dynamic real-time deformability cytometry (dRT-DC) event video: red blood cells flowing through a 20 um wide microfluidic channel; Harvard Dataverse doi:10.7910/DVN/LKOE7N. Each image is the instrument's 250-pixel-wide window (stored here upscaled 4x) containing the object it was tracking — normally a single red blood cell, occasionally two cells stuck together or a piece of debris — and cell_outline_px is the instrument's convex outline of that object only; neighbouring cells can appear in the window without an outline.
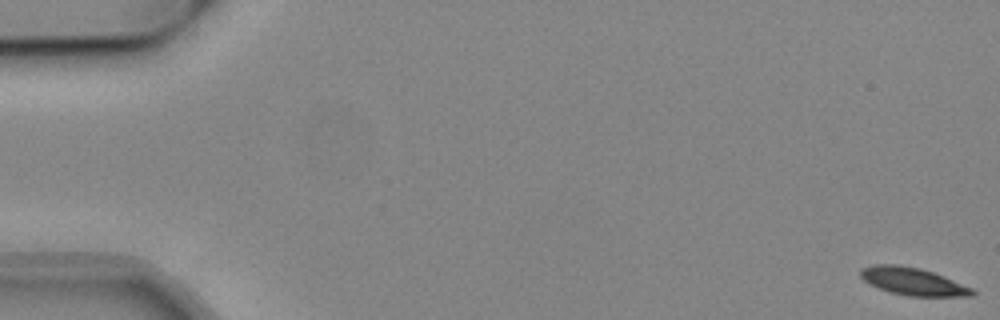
{"species": "common noctule bat (a hibernating species)", "species_latin": "Nyctalus noctula", "temperature_condition": "cold", "stored_images_in_passage": 54, "camera_frame_rate_fps": 3000, "um_per_image_px": 0.085, "animal": {"sex": "male", "body_mass_g": 19.2, "forearm_length_mm": 51.8}, "frame": {"image": 1, "passage_image": 1, "time_ms": 0.0, "image_size_px": [1000, 320], "cell_outline_px": [[976, 296], [908, 296], [892, 292], [880, 288], [864, 280], [860, 276], [860, 268], [876, 264], [896, 264], [920, 268], [944, 276], [972, 288], [976, 292]], "centroid_in_image_um": [77.62, 23.91], "position_along_channel_um": 7.4, "area_um2": 17.8}}
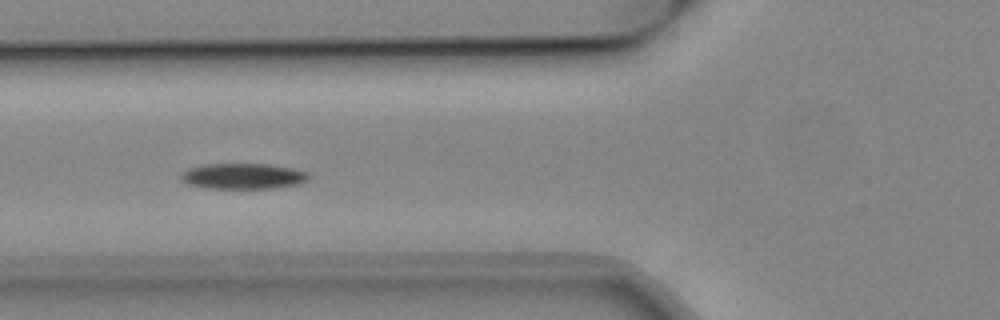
{"frame": {"image": 2, "passage_image": 21, "time_ms": 6.667, "image_size_px": [1000, 320], "cell_outline_px": [[312, 176], [308, 180], [300, 184], [272, 188], [208, 188], [188, 184], [180, 180], [180, 176], [188, 168], [204, 164], [268, 164], [292, 168], [308, 172]], "centroid_in_image_um": [20.69, 14.97], "position_along_channel_um": 105.1, "area_um2": 19.19}}
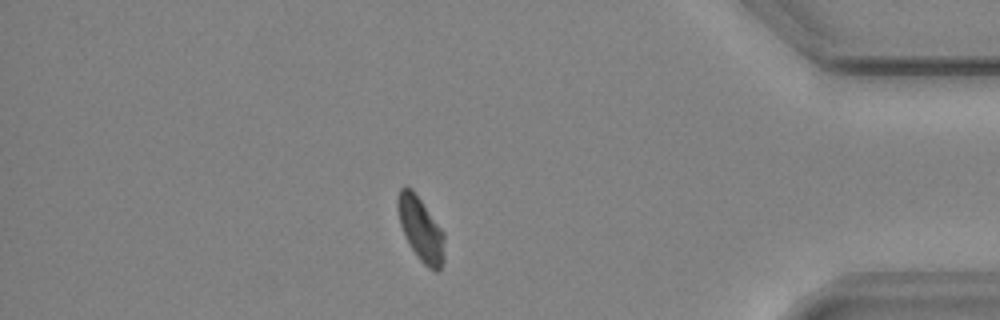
{"frame": {"image": 3, "passage_image": 47, "time_ms": 15.333, "image_size_px": [1000, 320], "cell_outline_px": [[444, 260], [440, 268], [436, 272], [428, 268], [420, 260], [412, 248], [400, 224], [396, 204], [396, 200], [400, 188], [404, 184], [412, 188], [444, 232]], "centroid_in_image_um": [35.76, 19.44], "position_along_channel_um": 399.4, "area_um2": 17.34}, "authors_computed_cell_mechanics": {"area_um2": 18.3804, "velocity_mm_per_s": 3.8218, "shape_relaxation_time_tau1_ms": 3.0895, "shape_relaxation_time_tau2_ms": null, "deformation_change_tau1": 0.1068, "deformation_change_tau2": null}}